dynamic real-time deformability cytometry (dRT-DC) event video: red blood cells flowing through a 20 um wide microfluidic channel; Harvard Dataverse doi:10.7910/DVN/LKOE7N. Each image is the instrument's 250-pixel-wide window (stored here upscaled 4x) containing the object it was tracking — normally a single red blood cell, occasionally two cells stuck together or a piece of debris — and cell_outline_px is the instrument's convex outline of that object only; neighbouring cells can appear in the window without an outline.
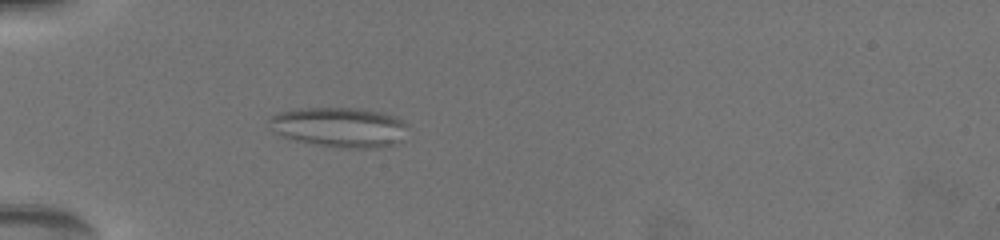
{"species": "common noctule bat (a hibernating species)", "species_latin": "Nyctalus noctula", "temperature_condition": "warm", "stored_images_in_passage": 6, "camera_frame_rate_fps": 3000, "um_per_image_px": 0.085, "animal": {"sex": "female", "body_mass_g": 19.5, "forearm_length_mm": 54.1}, "frame": {"image": 1, "passage_image": 1, "time_ms": 0.0, "image_size_px": [1000, 240], "cell_outline_px": [[408, 124], [400, 140], [396, 144], [376, 148], [340, 148], [312, 144], [296, 140], [284, 136], [276, 132], [268, 120], [272, 116], [280, 112], [300, 108], [364, 108], [384, 112], [396, 116]], "centroid_in_image_um": [28.91, 10.8], "position_along_channel_um": 56.1, "area_um2": 32.25}}
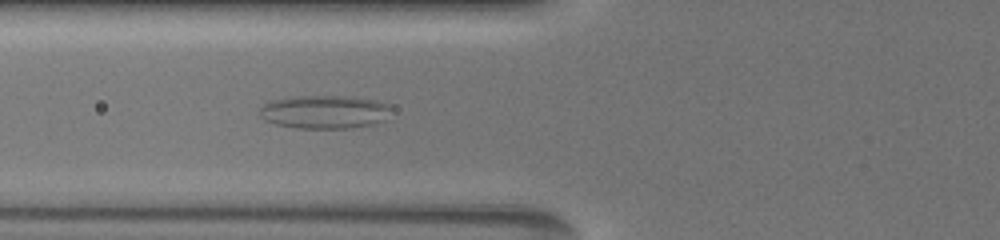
{"frame": {"image": 2, "passage_image": 3, "time_ms": 1.667, "image_size_px": [1000, 240], "cell_outline_px": [[392, 108], [384, 120], [368, 124], [348, 128], [296, 128], [276, 124], [264, 120], [260, 116], [260, 108], [264, 104], [276, 100], [316, 96], [344, 96], [376, 100], [392, 104]], "centroid_in_image_um": [27.62, 9.52], "position_along_channel_um": 98.2, "area_um2": 25.09}}
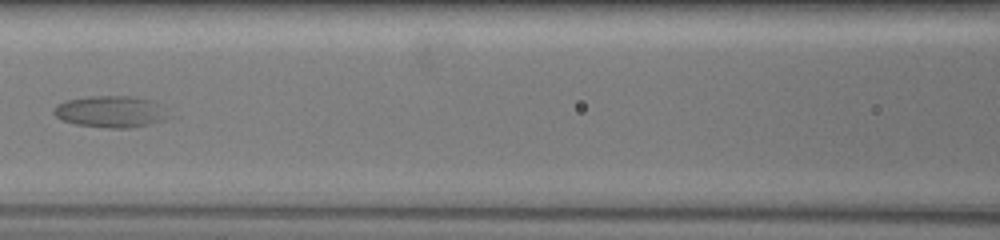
{"frame": {"image": 3, "passage_image": 6, "time_ms": 3.333, "image_size_px": [1000, 240], "cell_outline_px": [[172, 116], [164, 120], [152, 124], [132, 128], [108, 128], [76, 124], [60, 120], [52, 112], [56, 104], [68, 100], [92, 96], [128, 96], [148, 100], [156, 104]], "centroid_in_image_um": [9.38, 9.51], "position_along_channel_um": 157.2, "area_um2": 21.04}}